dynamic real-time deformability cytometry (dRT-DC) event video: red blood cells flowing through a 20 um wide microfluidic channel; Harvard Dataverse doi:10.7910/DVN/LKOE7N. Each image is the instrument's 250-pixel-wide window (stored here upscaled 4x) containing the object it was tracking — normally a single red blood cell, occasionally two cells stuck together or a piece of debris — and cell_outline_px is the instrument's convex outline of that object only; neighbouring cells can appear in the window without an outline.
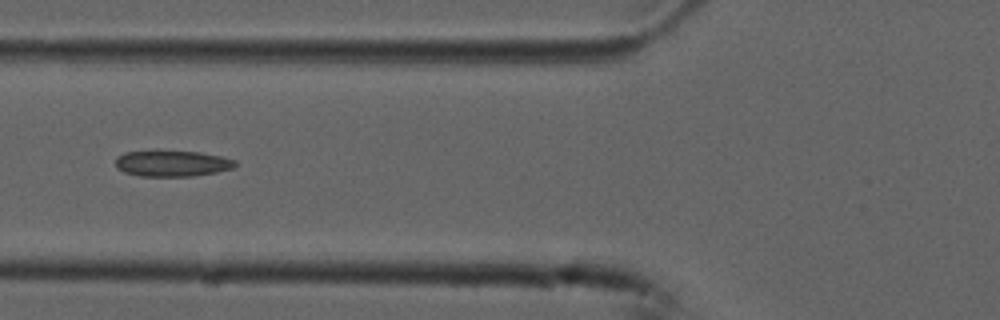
{"species": "common noctule bat (a hibernating species)", "species_latin": "Nyctalus noctula", "temperature_condition": "cold", "stored_images_in_passage": 10, "camera_frame_rate_fps": 3000, "um_per_image_px": 0.085, "animal": {"sex": "male", "forearm_length_mm": 52.5}, "frame": {"image": 1, "passage_image": 9, "time_ms": 2.667, "image_size_px": [1000, 320], "cell_outline_px": [[236, 164], [232, 168], [216, 172], [192, 176], [140, 176], [124, 172], [116, 168], [116, 156], [124, 152], [200, 152], [220, 156], [236, 160]], "centroid_in_image_um": [14.61, 13.91], "position_along_channel_um": 111.2, "area_um2": 17.8}}
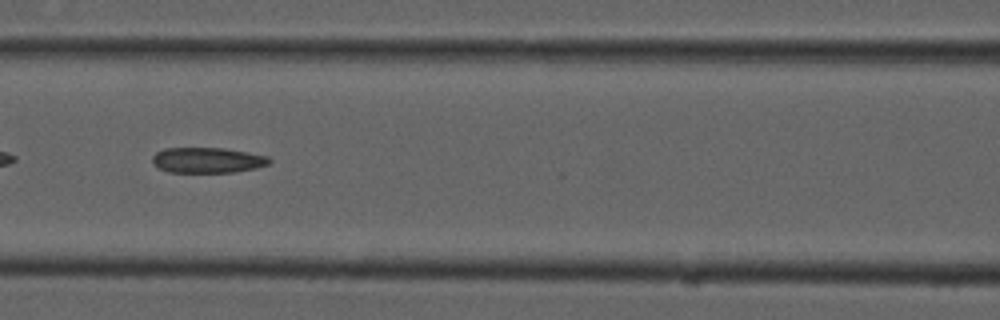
{"frame": {"image": 2, "passage_image": 10, "time_ms": 3.0, "image_size_px": [1000, 320], "cell_outline_px": [[272, 160], [268, 164], [256, 168], [236, 172], [168, 172], [160, 168], [152, 160], [152, 156], [156, 152], [164, 148], [224, 148], [248, 152], [268, 156]], "centroid_in_image_um": [17.66, 13.61], "position_along_channel_um": 148.9, "area_um2": 17.34}}